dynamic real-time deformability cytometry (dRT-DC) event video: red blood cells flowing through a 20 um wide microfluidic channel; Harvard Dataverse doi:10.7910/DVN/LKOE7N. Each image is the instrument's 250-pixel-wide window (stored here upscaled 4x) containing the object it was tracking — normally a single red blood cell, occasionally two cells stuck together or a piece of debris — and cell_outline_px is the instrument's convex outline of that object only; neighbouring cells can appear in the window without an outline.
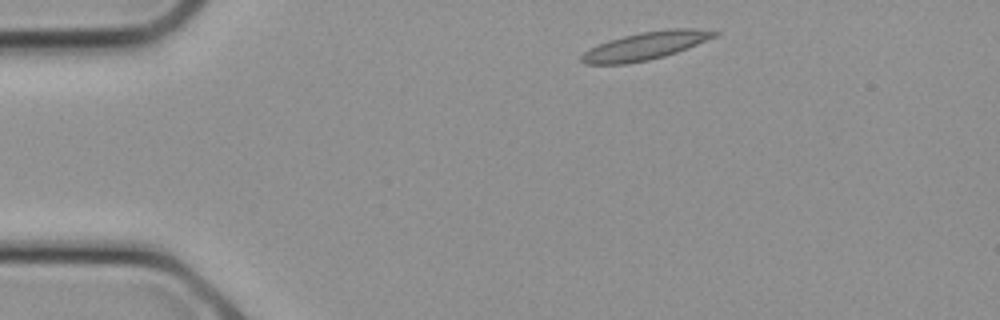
{"species": "common noctule bat (a hibernating species)", "species_latin": "Nyctalus noctula", "temperature_condition": "cold", "stored_images_in_passage": 9, "camera_frame_rate_fps": 3000, "um_per_image_px": 0.085, "animal": {"sex": "female", "body_mass_g": 21.9}, "frame": {"image": 1, "passage_image": 1, "time_ms": 0.0, "image_size_px": [1000, 320], "cell_outline_px": [[720, 32], [716, 36], [676, 52], [664, 56], [648, 60], [628, 64], [584, 64], [580, 60], [580, 56], [588, 48], [596, 44], [608, 40], [640, 32], [668, 28], [692, 28]], "centroid_in_image_um": [54.79, 3.9], "position_along_channel_um": 30.2, "area_um2": 21.56}}
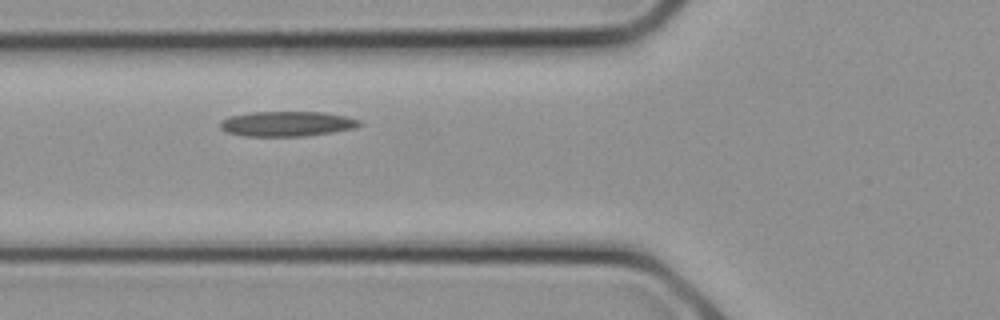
{"frame": {"image": 2, "passage_image": 6, "time_ms": 1.667, "image_size_px": [1000, 320], "cell_outline_px": [[360, 124], [356, 128], [332, 132], [304, 136], [244, 136], [228, 132], [220, 128], [220, 120], [232, 116], [252, 112], [324, 112], [344, 116], [360, 120]], "centroid_in_image_um": [24.38, 10.52], "position_along_channel_um": 101.4, "area_um2": 20.17}}
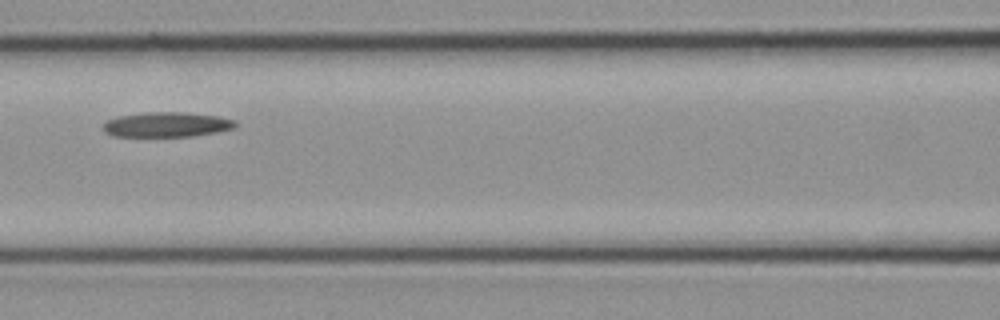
{"frame": {"image": 3, "passage_image": 8, "time_ms": 2.333, "image_size_px": [1000, 320], "cell_outline_px": [[236, 128], [216, 132], [192, 136], [112, 136], [104, 132], [104, 124], [108, 120], [120, 116], [148, 112], [180, 112], [220, 116], [236, 120]], "centroid_in_image_um": [14.21, 10.59], "position_along_channel_um": 152.4, "area_um2": 19.07}}